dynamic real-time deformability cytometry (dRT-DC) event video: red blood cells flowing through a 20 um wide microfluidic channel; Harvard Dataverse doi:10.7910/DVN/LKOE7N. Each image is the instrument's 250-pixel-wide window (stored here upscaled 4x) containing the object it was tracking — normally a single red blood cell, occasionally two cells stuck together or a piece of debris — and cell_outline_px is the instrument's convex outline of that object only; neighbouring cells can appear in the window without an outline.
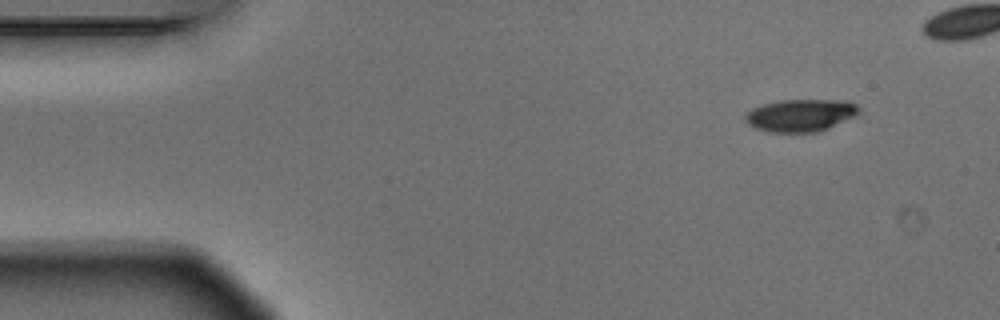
{"species": "Egyptian fruit bat (a non-hibernating species)", "species_latin": "Rousettus aegyptiacus", "temperature_condition": "warm", "stored_images_in_passage": 5, "camera_frame_rate_fps": 3000, "um_per_image_px": 0.085, "animal": {"sex": "male"}, "frame": {"image": 1, "passage_image": 1, "time_ms": 0.0, "image_size_px": [1000, 320], "cell_outline_px": [[860, 112], [856, 116], [820, 132], [768, 132], [756, 128], [748, 124], [744, 120], [744, 116], [752, 108], [764, 104], [780, 100], [848, 100], [856, 104], [860, 108]], "centroid_in_image_um": [68.08, 9.8], "position_along_channel_um": 16.9, "area_um2": 21.68}}